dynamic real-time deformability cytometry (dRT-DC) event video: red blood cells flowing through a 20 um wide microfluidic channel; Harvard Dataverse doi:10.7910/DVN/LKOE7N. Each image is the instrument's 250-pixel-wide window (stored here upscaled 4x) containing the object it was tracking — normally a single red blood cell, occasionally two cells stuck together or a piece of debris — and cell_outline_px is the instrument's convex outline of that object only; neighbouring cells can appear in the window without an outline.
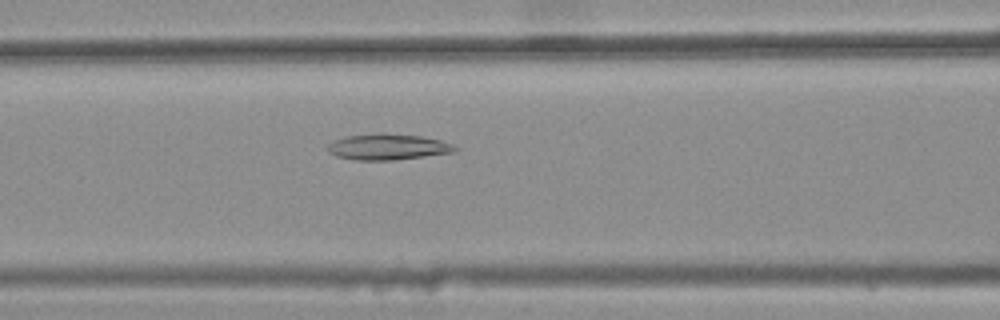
{"species": "common noctule bat (a hibernating species)", "species_latin": "Nyctalus noctula", "temperature_condition": "warm", "stored_images_in_passage": 35, "camera_frame_rate_fps": 3000, "um_per_image_px": 0.085, "animal": {"sex": "female", "body_mass_g": 25.1}, "frame": {"image": 1, "passage_image": 9, "time_ms": 2.667, "image_size_px": [1000, 320], "cell_outline_px": [[460, 148], [456, 152], [392, 160], [352, 160], [336, 156], [328, 152], [328, 144], [332, 140], [344, 136], [420, 136], [440, 140], [452, 144]], "centroid_in_image_um": [32.97, 12.54], "position_along_channel_um": 133.6, "area_um2": 18.44}}
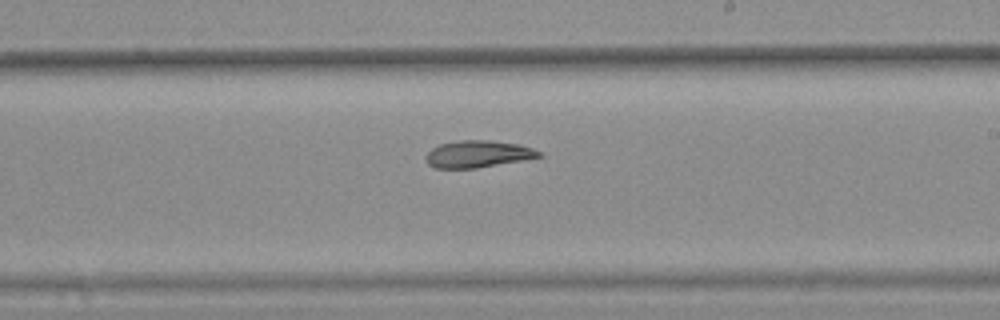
{"frame": {"image": 2, "passage_image": 18, "time_ms": 5.667, "image_size_px": [1000, 320], "cell_outline_px": [[544, 156], [476, 168], [436, 168], [428, 164], [424, 156], [432, 148], [440, 144], [460, 140], [492, 140], [520, 144], [532, 148], [540, 152]], "centroid_in_image_um": [40.61, 13.08], "position_along_channel_um": 248.4, "area_um2": 17.74}}
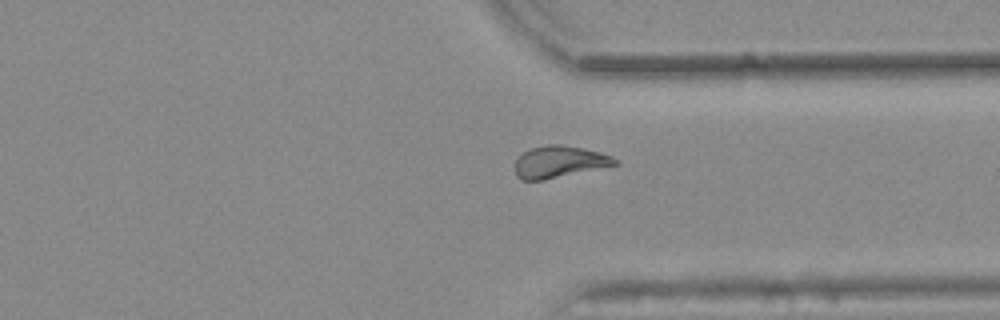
{"frame": {"image": 3, "passage_image": 27, "time_ms": 8.667, "image_size_px": [1000, 320], "cell_outline_px": [[620, 164], [544, 180], [520, 180], [516, 176], [516, 160], [528, 148], [548, 144], [560, 144], [600, 152], [612, 156]], "centroid_in_image_um": [47.53, 13.76], "position_along_channel_um": 363.9, "area_um2": 18.5}, "authors_computed_cell_mechanics": {"area_um2": 18.496, "velocity_mm_per_s": 3.8367, "shape_relaxation_time_tau1_ms": null, "shape_relaxation_time_tau2_ms": 5.297, "deformation_change_tau1": null, "deformation_change_tau2": 0.118}}